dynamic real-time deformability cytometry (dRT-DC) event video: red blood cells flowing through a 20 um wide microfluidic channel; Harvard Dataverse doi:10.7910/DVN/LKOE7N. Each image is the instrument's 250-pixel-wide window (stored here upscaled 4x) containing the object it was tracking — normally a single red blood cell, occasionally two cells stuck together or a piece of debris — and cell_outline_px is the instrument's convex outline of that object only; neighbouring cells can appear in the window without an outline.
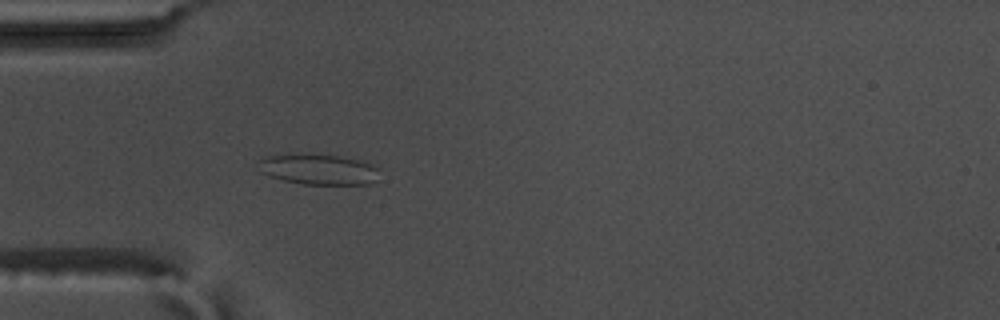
{"species": "common noctule bat (a hibernating species)", "species_latin": "Nyctalus noctula", "temperature_condition": "warm", "stored_images_in_passage": 57, "camera_frame_rate_fps": 3000, "um_per_image_px": 0.085, "animal": {"sex": "male", "body_mass_g": 17.5, "forearm_length_mm": 52.3}, "frame": {"image": 1, "passage_image": 18, "time_ms": 5.667, "image_size_px": [1000, 320], "cell_outline_px": [[380, 168], [376, 180], [372, 184], [304, 184], [284, 180], [268, 176], [260, 172], [260, 160], [264, 156], [288, 152], [312, 152], [344, 156], [364, 160], [376, 164]], "centroid_in_image_um": [27.11, 14.34], "position_along_channel_um": 57.9, "area_um2": 22.72}}
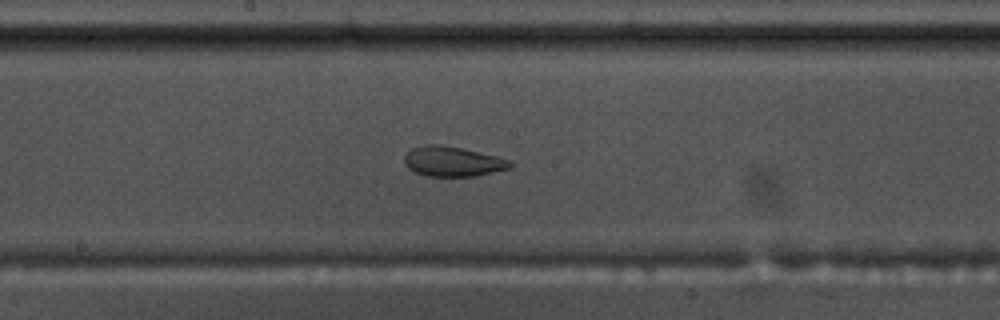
{"frame": {"image": 2, "passage_image": 31, "time_ms": 10.0, "image_size_px": [1000, 320], "cell_outline_px": [[516, 164], [512, 168], [476, 176], [424, 176], [408, 168], [404, 164], [404, 156], [412, 148], [424, 144], [440, 144], [460, 148], [496, 156], [508, 160]], "centroid_in_image_um": [38.48, 13.73], "position_along_channel_um": 209.7, "area_um2": 18.55}}
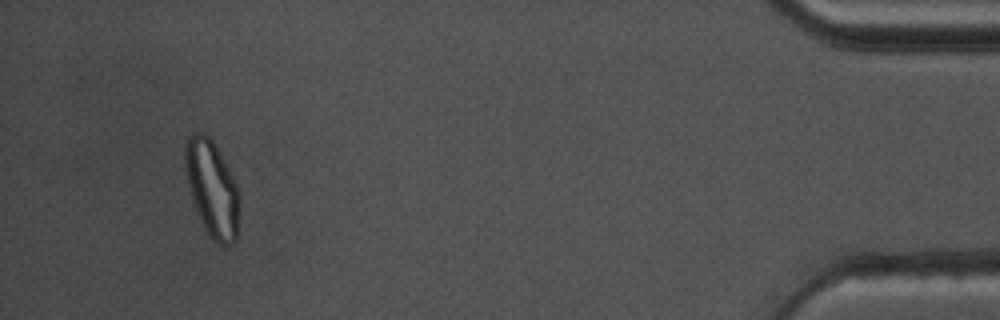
{"frame": {"image": 3, "passage_image": 54, "time_ms": 17.667, "image_size_px": [1000, 320], "cell_outline_px": [[240, 204], [236, 240], [232, 244], [220, 244], [208, 232], [196, 208], [192, 196], [184, 164], [184, 144], [188, 136], [192, 132], [200, 132], [208, 136], [212, 140], [228, 168], [240, 192]], "centroid_in_image_um": [18.04, 15.97], "position_along_channel_um": 417.2, "area_um2": 29.82}, "authors_computed_cell_mechanics": {"area_um2": 24.854, "velocity_mm_per_s": 3.6214, "shape_relaxation_time_tau1_ms": null, "shape_relaxation_time_tau2_ms": 1.5457, "deformation_change_tau1": null, "deformation_change_tau2": 0.0614}}